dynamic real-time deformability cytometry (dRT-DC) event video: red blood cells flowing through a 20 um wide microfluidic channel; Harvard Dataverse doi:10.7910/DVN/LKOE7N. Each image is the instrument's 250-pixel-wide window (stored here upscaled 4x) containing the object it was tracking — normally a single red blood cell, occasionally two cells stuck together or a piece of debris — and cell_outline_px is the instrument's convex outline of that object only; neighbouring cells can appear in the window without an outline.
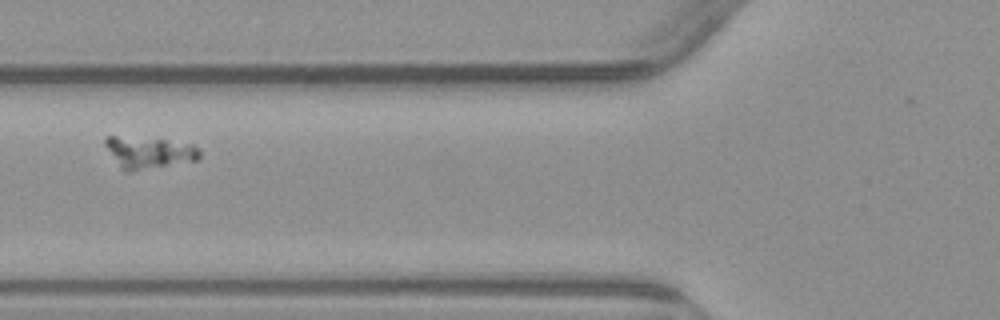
{"species": "common noctule bat (a hibernating species)", "species_latin": "Nyctalus noctula", "temperature_condition": "warm", "stored_images_in_passage": 2, "camera_frame_rate_fps": 3000, "um_per_image_px": 0.085, "animal": {"sex": "male", "body_mass_g": 23.1, "forearm_length_mm": 52.7}, "frame": {"image": 1, "passage_image": 2, "time_ms": 1.0, "image_size_px": [1000, 320], "cell_outline_px": [[200, 156], [196, 160], [132, 172], [124, 172], [120, 168], [104, 144], [104, 136], [116, 136], [164, 140], [192, 144], [200, 152]], "centroid_in_image_um": [12.61, 12.98], "position_along_channel_um": 113.2, "area_um2": 17.28}}